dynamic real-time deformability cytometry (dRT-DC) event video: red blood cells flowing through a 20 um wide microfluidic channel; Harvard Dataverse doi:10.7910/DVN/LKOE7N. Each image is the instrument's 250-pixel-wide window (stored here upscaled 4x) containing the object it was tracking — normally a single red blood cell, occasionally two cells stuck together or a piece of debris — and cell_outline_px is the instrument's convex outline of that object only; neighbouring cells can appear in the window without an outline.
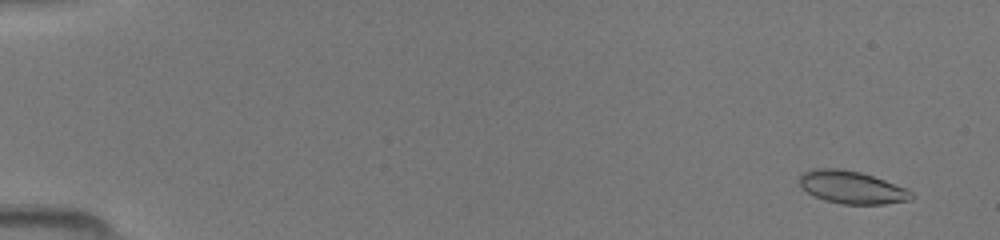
{"species": "common noctule bat (a hibernating species)", "species_latin": "Nyctalus noctula", "temperature_condition": "room temperature", "stored_images_in_passage": 49, "camera_frame_rate_fps": 3000, "um_per_image_px": 0.085, "animal": {"sex": "female", "body_mass_g": 19.5, "forearm_length_mm": 54.1}, "frame": {"image": 1, "passage_image": 3, "time_ms": 0.667, "image_size_px": [1000, 240], "cell_outline_px": [[916, 196], [912, 200], [884, 204], [840, 204], [824, 200], [800, 188], [800, 176], [804, 172], [812, 168], [836, 168], [860, 172], [908, 188]], "centroid_in_image_um": [72.43, 15.93], "position_along_channel_um": 12.6, "area_um2": 21.44}}
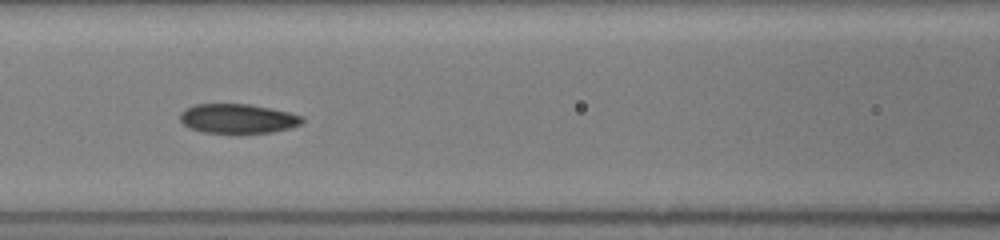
{"frame": {"image": 2, "passage_image": 23, "time_ms": 7.333, "image_size_px": [1000, 240], "cell_outline_px": [[304, 120], [300, 124], [288, 128], [272, 132], [204, 132], [188, 128], [180, 120], [180, 112], [184, 108], [196, 104], [252, 104], [288, 112], [304, 116]], "centroid_in_image_um": [20.18, 10.06], "position_along_channel_um": 146.4, "area_um2": 20.81}}
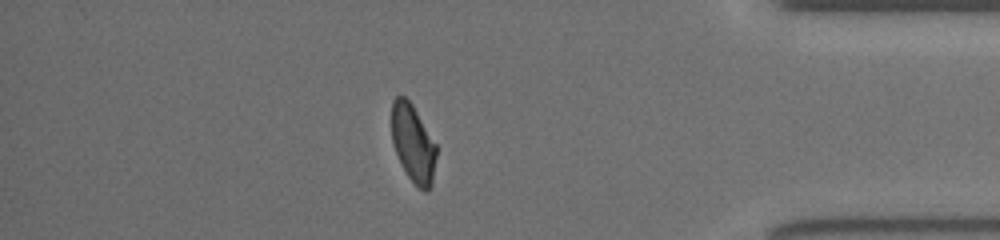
{"frame": {"image": 3, "passage_image": 43, "time_ms": 14.0, "image_size_px": [1000, 240], "cell_outline_px": [[436, 156], [432, 188], [428, 192], [424, 192], [408, 176], [396, 152], [392, 140], [392, 100], [396, 96], [404, 96], [412, 104], [436, 144]], "centroid_in_image_um": [35.13, 12.2], "position_along_channel_um": 400.1, "area_um2": 20.06}}